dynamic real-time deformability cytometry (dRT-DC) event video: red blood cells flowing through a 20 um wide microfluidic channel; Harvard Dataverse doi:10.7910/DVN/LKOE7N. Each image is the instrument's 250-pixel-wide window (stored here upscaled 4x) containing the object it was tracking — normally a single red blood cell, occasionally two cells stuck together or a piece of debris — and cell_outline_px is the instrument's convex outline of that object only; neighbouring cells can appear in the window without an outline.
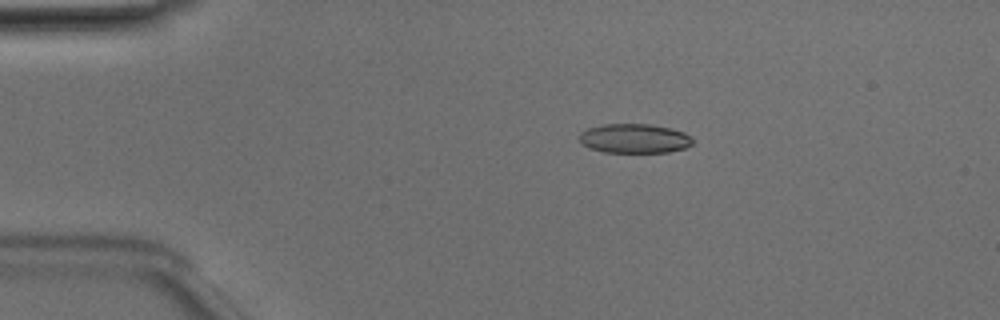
{"species": "Egyptian fruit bat (a non-hibernating species)", "species_latin": "Rousettus aegyptiacus", "temperature_condition": "room temperature", "stored_images_in_passage": 48, "camera_frame_rate_fps": 3000, "um_per_image_px": 0.085, "animal": {"sex": "male"}, "frame": {"image": 1, "passage_image": 7, "time_ms": 2.0, "image_size_px": [1000, 320], "cell_outline_px": [[692, 144], [684, 148], [668, 152], [604, 152], [580, 144], [580, 132], [588, 128], [604, 124], [648, 124], [672, 128], [684, 132], [692, 140]], "centroid_in_image_um": [53.91, 11.76], "position_along_channel_um": 31.1, "area_um2": 19.25}}
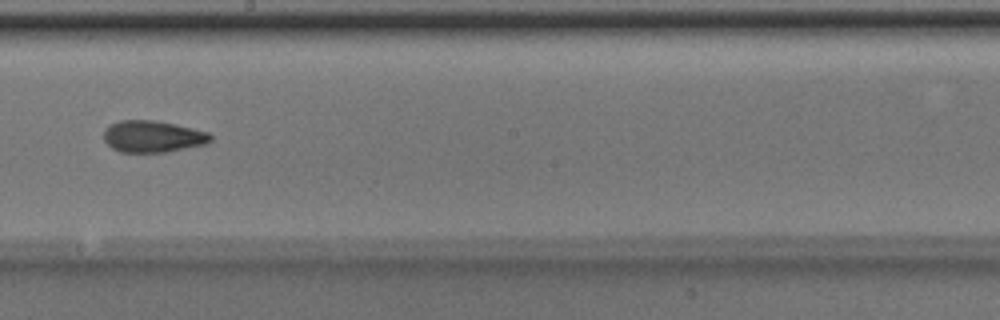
{"frame": {"image": 2, "passage_image": 26, "time_ms": 8.333, "image_size_px": [1000, 320], "cell_outline_px": [[212, 140], [208, 144], [164, 152], [120, 152], [112, 148], [104, 140], [104, 128], [108, 124], [120, 120], [152, 120], [176, 124], [208, 132], [212, 136]], "centroid_in_image_um": [12.97, 11.59], "position_along_channel_um": 235.2, "area_um2": 19.88}}
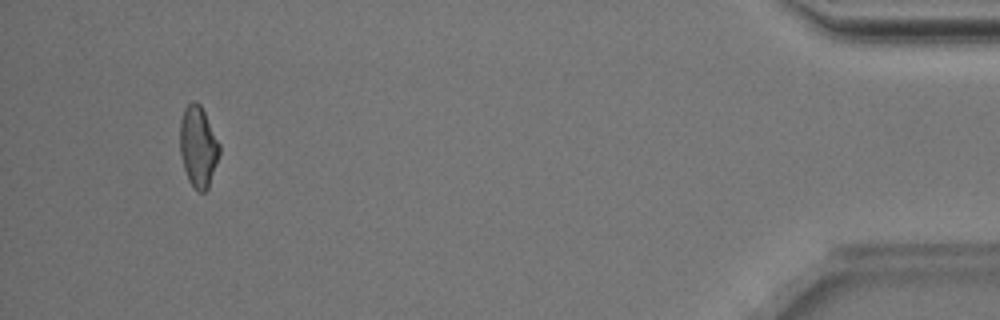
{"frame": {"image": 3, "passage_image": 45, "time_ms": 14.667, "image_size_px": [1000, 320], "cell_outline_px": [[220, 152], [208, 188], [204, 192], [200, 192], [188, 180], [180, 156], [180, 120], [184, 108], [192, 100], [196, 100], [200, 104], [220, 144]], "centroid_in_image_um": [16.83, 12.43], "position_along_channel_um": 418.4, "area_um2": 18.55}, "authors_computed_cell_mechanics": {"area_um2": 19.4208, "velocity_mm_per_s": 4.0293, "shape_relaxation_time_tau1_ms": 7.3048, "shape_relaxation_time_tau2_ms": 2.8206, "deformation_change_tau1": 0.1618, "deformation_change_tau2": 0.1039}}